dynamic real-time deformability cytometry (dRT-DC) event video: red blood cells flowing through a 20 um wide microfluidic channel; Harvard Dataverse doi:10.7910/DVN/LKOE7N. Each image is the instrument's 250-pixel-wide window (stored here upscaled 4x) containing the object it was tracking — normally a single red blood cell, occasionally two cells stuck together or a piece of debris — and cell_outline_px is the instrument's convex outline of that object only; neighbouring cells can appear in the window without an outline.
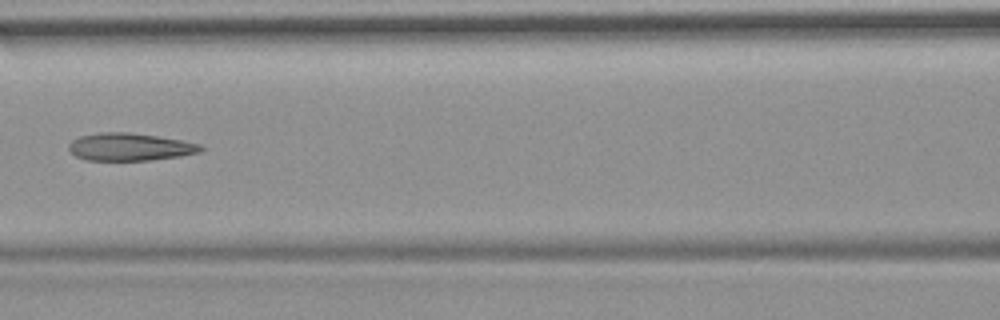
{"species": "common noctule bat (a hibernating species)", "species_latin": "Nyctalus noctula", "temperature_condition": "room temperature", "stored_images_in_passage": 8, "camera_frame_rate_fps": 3000, "um_per_image_px": 0.085, "animal": {"sex": "female", "body_mass_g": 19.9}, "frame": {"image": 1, "passage_image": 7, "time_ms": 7.333, "image_size_px": [1000, 320], "cell_outline_px": [[204, 148], [200, 152], [180, 156], [152, 160], [88, 160], [76, 156], [68, 148], [68, 144], [72, 140], [80, 136], [100, 132], [128, 132], [156, 136], [180, 140], [200, 144]], "centroid_in_image_um": [11.03, 12.48], "position_along_channel_um": 155.6, "area_um2": 21.1}}
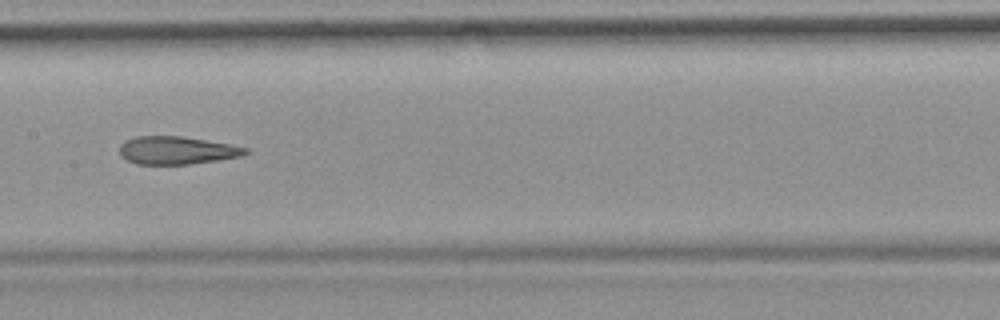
{"frame": {"image": 2, "passage_image": 8, "time_ms": 8.333, "image_size_px": [1000, 320], "cell_outline_px": [[248, 152], [240, 156], [216, 160], [188, 164], [136, 164], [120, 156], [120, 144], [124, 140], [136, 136], [180, 136], [228, 144], [248, 148]], "centroid_in_image_um": [14.96, 12.77], "position_along_channel_um": 192.4, "area_um2": 20.23}}